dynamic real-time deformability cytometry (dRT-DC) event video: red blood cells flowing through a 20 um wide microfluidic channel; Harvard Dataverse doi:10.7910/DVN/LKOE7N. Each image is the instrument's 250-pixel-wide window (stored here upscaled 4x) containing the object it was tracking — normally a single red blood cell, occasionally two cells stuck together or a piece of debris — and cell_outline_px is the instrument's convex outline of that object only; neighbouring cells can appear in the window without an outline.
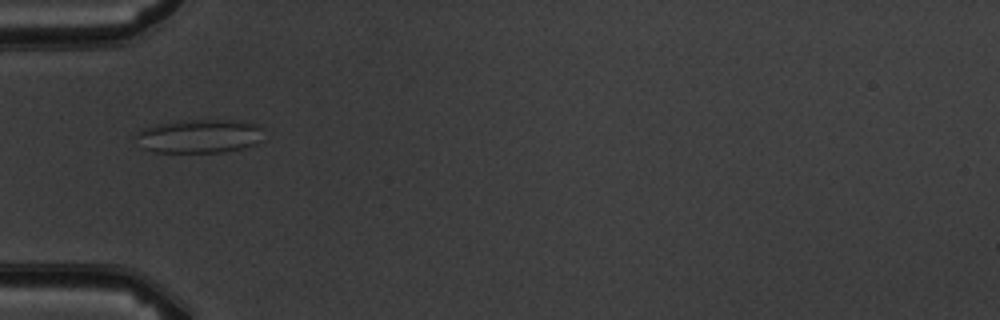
{"species": "common noctule bat (a hibernating species)", "species_latin": "Nyctalus noctula", "temperature_condition": "warm", "stored_images_in_passage": 2, "camera_frame_rate_fps": 3000, "um_per_image_px": 0.085, "animal": {"sex": "male", "body_mass_g": 19.5, "forearm_length_mm": 54.6}, "frame": {"image": 1, "passage_image": 1, "time_ms": 0.0, "image_size_px": [1000, 320], "cell_outline_px": [[264, 140], [256, 144], [244, 148], [224, 152], [156, 152], [144, 148], [136, 136], [136, 132], [140, 128], [156, 124], [180, 120], [240, 120], [256, 124], [260, 128]], "centroid_in_image_um": [16.97, 11.56], "position_along_channel_um": 68.0, "area_um2": 25.32}}
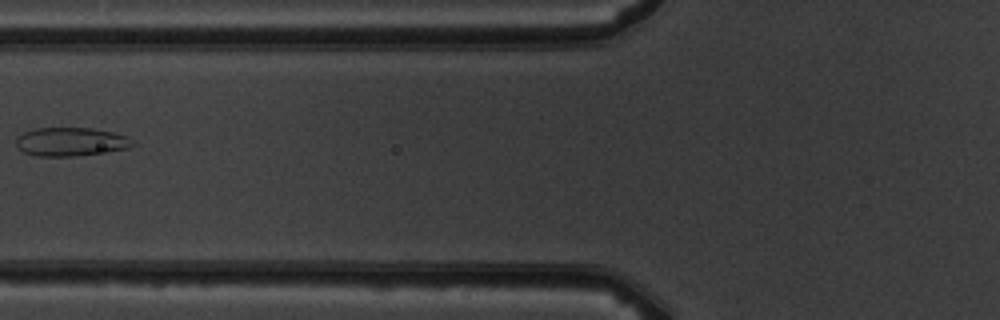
{"frame": {"image": 2, "passage_image": 2, "time_ms": 1.333, "image_size_px": [1000, 320], "cell_outline_px": [[136, 144], [128, 148], [108, 152], [76, 156], [36, 156], [24, 152], [16, 144], [16, 140], [24, 132], [36, 128], [92, 128], [112, 132], [128, 136]], "centroid_in_image_um": [6.07, 12.05], "position_along_channel_um": 119.7, "area_um2": 19.42}}